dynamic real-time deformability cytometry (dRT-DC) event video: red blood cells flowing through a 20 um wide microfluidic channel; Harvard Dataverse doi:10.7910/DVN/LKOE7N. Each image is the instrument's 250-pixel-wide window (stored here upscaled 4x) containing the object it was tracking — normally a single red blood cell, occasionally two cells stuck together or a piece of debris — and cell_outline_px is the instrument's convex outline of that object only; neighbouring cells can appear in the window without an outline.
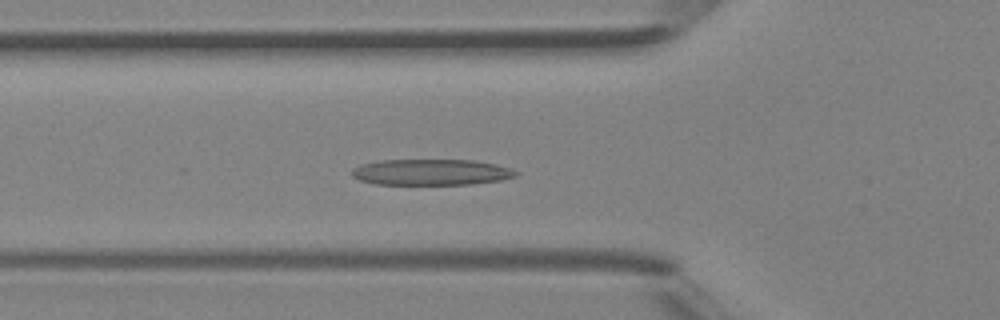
{"species": "Egyptian fruit bat (a non-hibernating species)", "species_latin": "Rousettus aegyptiacus", "temperature_condition": "room temperature", "stored_images_in_passage": 39, "segment_of_instrument_passage": [1, 2], "camera_frame_rate_fps": 3000, "um_per_image_px": 0.085, "animal": {"sex": "female"}, "frame": {"image": 1, "passage_image": 8, "time_ms": 2.333, "image_size_px": [1000, 320], "cell_outline_px": [[520, 172], [516, 176], [500, 180], [472, 184], [376, 184], [360, 180], [352, 176], [352, 168], [360, 164], [380, 160], [472, 160], [496, 164], [512, 168]], "centroid_in_image_um": [36.66, 14.63], "position_along_channel_um": 89.1, "area_um2": 24.91}}
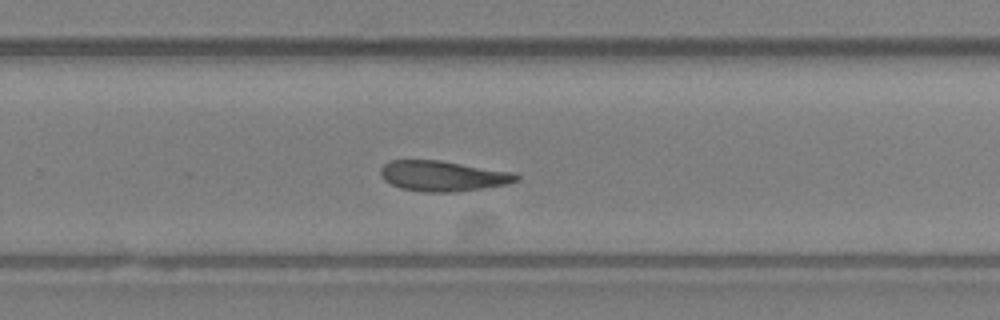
{"frame": {"image": 2, "passage_image": 22, "time_ms": 7.0, "image_size_px": [1000, 320], "cell_outline_px": [[520, 180], [508, 184], [484, 188], [456, 192], [424, 192], [400, 188], [384, 180], [380, 172], [380, 168], [384, 164], [392, 160], [440, 160], [516, 172], [520, 176]], "centroid_in_image_um": [37.7, 14.96], "position_along_channel_um": 292.1, "area_um2": 24.33}}
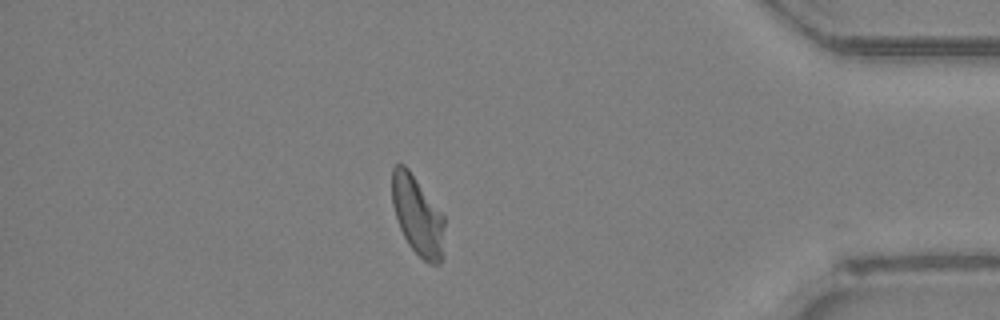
{"frame": {"image": 3, "passage_image": 32, "time_ms": 10.333, "image_size_px": [1000, 320], "cell_outline_px": [[444, 224], [440, 264], [428, 264], [408, 244], [400, 228], [392, 204], [392, 168], [396, 164], [404, 164], [408, 168], [444, 216]], "centroid_in_image_um": [35.47, 18.3], "position_along_channel_um": 399.7, "area_um2": 23.76}}